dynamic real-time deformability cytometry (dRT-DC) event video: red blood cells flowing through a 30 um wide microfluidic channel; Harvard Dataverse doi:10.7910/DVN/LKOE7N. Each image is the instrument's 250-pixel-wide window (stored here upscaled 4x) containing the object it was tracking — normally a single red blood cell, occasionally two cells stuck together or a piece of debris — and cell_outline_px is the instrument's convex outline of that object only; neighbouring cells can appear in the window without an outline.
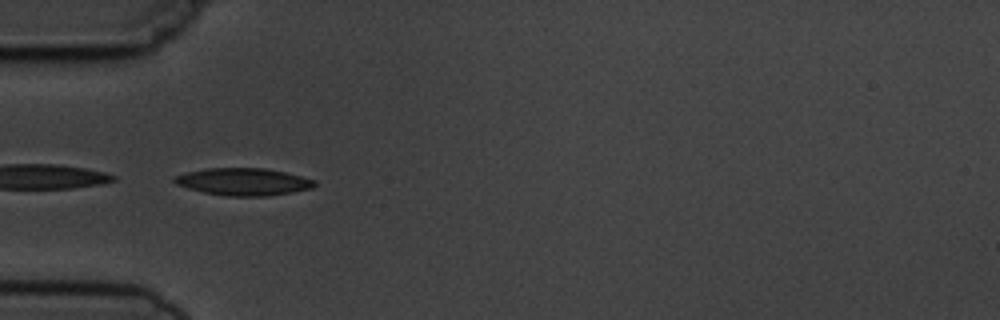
{"species": "common noctule bat (a hibernating species)", "species_latin": "Nyctalus noctula", "temperature_condition": "cold", "stored_images_in_passage": 5, "camera_frame_rate_fps": 3000, "um_per_image_px": 0.085, "animal": {"sex": "male", "body_mass_g": 19.5, "forearm_length_mm": 54.6}, "frame": {"image": 1, "passage_image": 5, "time_ms": 4.667, "image_size_px": [1000, 320], "cell_outline_px": [[316, 184], [312, 188], [292, 192], [268, 196], [224, 196], [204, 192], [188, 188], [176, 184], [172, 180], [172, 176], [188, 172], [208, 168], [264, 168], [284, 172], [316, 180]], "centroid_in_image_um": [20.67, 15.45], "position_along_channel_um": 64.3, "area_um2": 22.25}}